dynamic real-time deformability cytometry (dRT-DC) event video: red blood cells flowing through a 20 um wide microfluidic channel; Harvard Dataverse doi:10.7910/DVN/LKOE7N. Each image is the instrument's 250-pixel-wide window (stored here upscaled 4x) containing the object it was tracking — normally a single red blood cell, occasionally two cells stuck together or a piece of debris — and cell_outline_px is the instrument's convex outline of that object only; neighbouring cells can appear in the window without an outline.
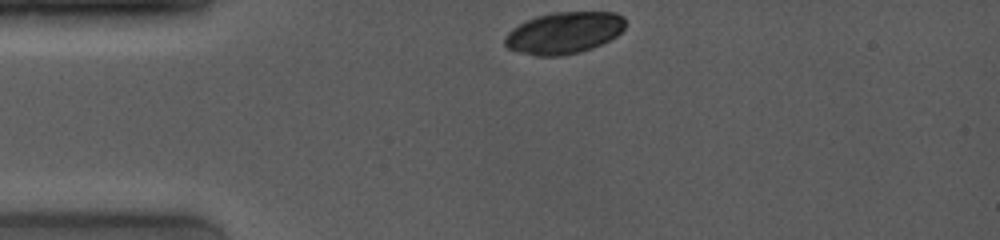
{"species": "common noctule bat (a hibernating species)", "species_latin": "Nyctalus noctula", "temperature_condition": "room temperature", "stored_images_in_passage": 30, "camera_frame_rate_fps": 4000, "um_per_image_px": 0.085, "animal": {"sex": "female", "body_mass_g": 19.0, "forearm_length_mm": 53.3}, "frame": {"image": 1, "passage_image": 1, "time_ms": 0.0, "image_size_px": [1000, 240], "cell_outline_px": [[624, 28], [616, 36], [592, 48], [560, 56], [536, 56], [520, 52], [508, 48], [504, 44], [504, 36], [512, 28], [536, 16], [552, 12], [616, 12], [624, 16]], "centroid_in_image_um": [47.92, 2.78], "position_along_channel_um": 37.1, "area_um2": 29.13}}
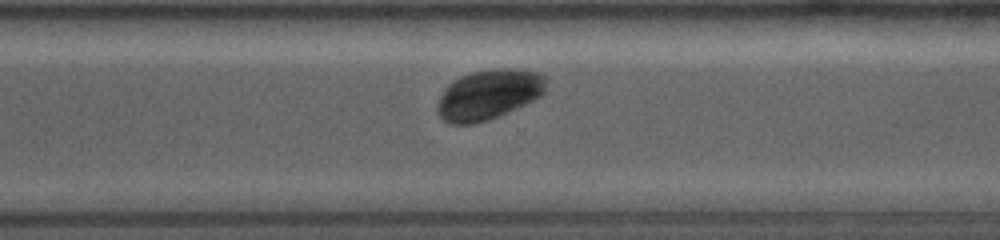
{"frame": {"image": 2, "passage_image": 26, "time_ms": 8.25, "image_size_px": [1000, 240], "cell_outline_px": [[544, 92], [540, 96], [516, 108], [488, 120], [472, 124], [452, 124], [444, 120], [436, 112], [436, 104], [444, 88], [452, 80], [460, 76], [472, 72], [492, 68], [516, 68], [536, 72], [544, 76]], "centroid_in_image_um": [41.47, 8.03], "position_along_channel_um": 329.1, "area_um2": 31.62}}
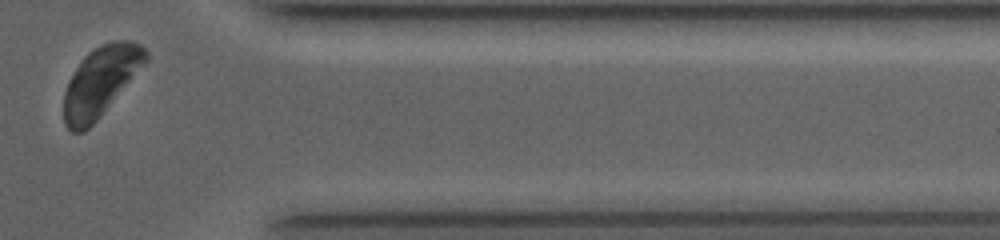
{"frame": {"image": 3, "passage_image": 30, "time_ms": 10.25, "image_size_px": [1000, 240], "cell_outline_px": [[148, 60], [96, 120], [84, 132], [72, 132], [64, 124], [64, 92], [68, 80], [80, 60], [88, 52], [100, 44], [112, 40], [128, 40], [140, 44], [148, 52]], "centroid_in_image_um": [8.52, 6.89], "position_along_channel_um": 402.9, "area_um2": 32.95}}